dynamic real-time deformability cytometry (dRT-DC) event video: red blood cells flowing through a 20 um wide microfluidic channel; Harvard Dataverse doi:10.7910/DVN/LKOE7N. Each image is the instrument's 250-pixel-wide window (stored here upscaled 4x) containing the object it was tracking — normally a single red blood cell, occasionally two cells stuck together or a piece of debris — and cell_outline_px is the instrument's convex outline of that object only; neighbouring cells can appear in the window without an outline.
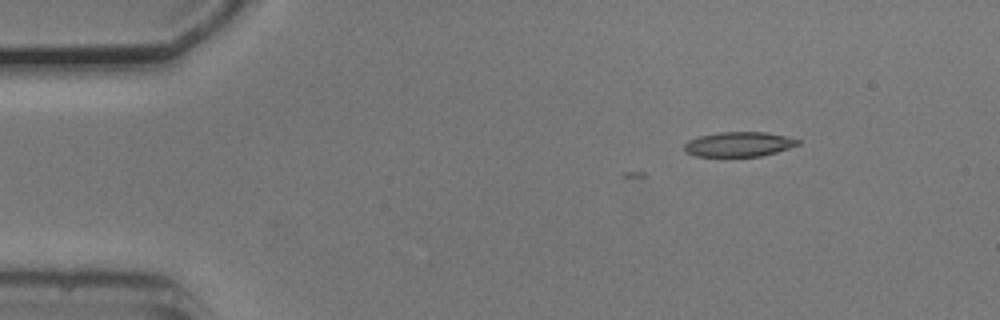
{"species": "common noctule bat (a hibernating species)", "species_latin": "Nyctalus noctula", "temperature_condition": "cold", "stored_images_in_passage": 6, "camera_frame_rate_fps": 3000, "um_per_image_px": 0.085, "animal": {"sex": "male", "body_mass_g": 20.5, "forearm_length_mm": 52.5}, "frame": {"image": 1, "passage_image": 1, "time_ms": 0.0, "image_size_px": [1000, 320], "cell_outline_px": [[800, 144], [776, 152], [760, 156], [696, 156], [684, 152], [684, 144], [688, 140], [700, 136], [720, 132], [764, 132], [784, 136], [800, 140]], "centroid_in_image_um": [62.77, 12.26], "position_along_channel_um": 22.2, "area_um2": 16.24}}